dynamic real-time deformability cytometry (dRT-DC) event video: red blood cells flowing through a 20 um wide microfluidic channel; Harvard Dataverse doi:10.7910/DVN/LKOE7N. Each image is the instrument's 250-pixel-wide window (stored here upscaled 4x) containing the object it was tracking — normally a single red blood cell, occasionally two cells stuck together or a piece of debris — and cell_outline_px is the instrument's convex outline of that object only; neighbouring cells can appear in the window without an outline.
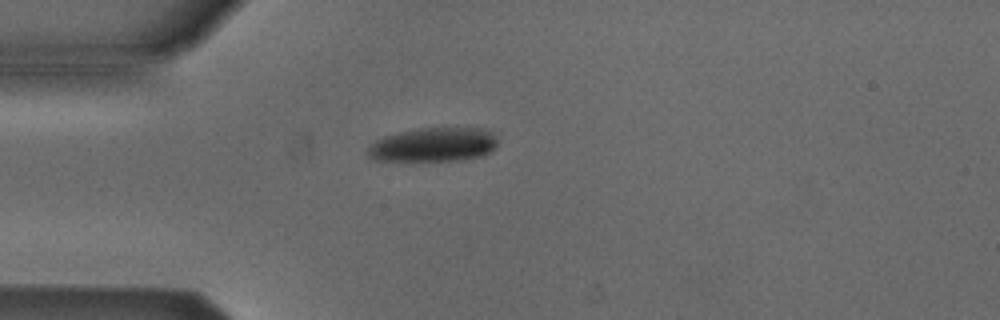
{"species": "Egyptian fruit bat (a non-hibernating species)", "species_latin": "Rousettus aegyptiacus", "temperature_condition": "cold", "stored_images_in_passage": 2, "camera_frame_rate_fps": 3000, "um_per_image_px": 0.085, "animal": {"sex": "male"}, "frame": {"image": 1, "passage_image": 1, "time_ms": 0.0, "image_size_px": [1000, 320], "cell_outline_px": [[496, 144], [492, 152], [484, 156], [460, 160], [372, 160], [368, 156], [368, 148], [376, 140], [384, 136], [400, 132], [420, 128], [484, 128], [492, 132], [496, 136]], "centroid_in_image_um": [36.89, 12.3], "position_along_channel_um": 48.1, "area_um2": 25.72}}